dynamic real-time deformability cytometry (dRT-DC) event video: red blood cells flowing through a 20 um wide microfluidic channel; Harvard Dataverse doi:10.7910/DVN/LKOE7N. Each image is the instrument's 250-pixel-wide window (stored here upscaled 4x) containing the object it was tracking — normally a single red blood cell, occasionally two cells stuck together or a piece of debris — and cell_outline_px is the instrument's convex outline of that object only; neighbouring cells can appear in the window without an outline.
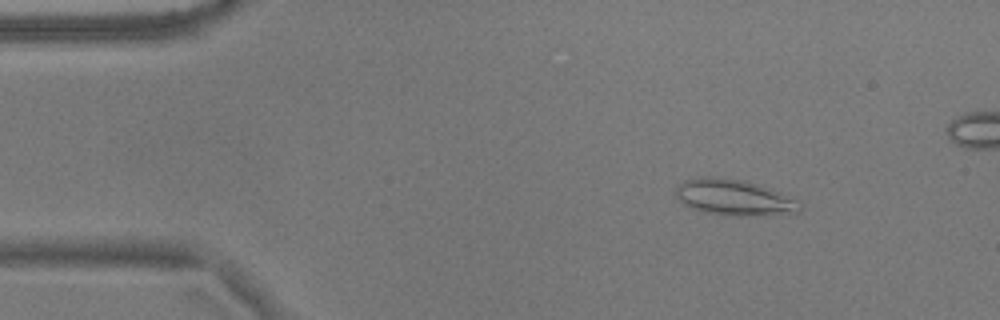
{"species": "common noctule bat (a hibernating species)", "species_latin": "Nyctalus noctula", "temperature_condition": "warm", "stored_images_in_passage": 56, "camera_frame_rate_fps": 3000, "um_per_image_px": 0.085, "animal": {"sex": "male", "body_mass_g": 17.9}, "frame": {"image": 1, "passage_image": 7, "time_ms": 2.0, "image_size_px": [1000, 320], "cell_outline_px": [[800, 212], [724, 216], [704, 212], [692, 208], [684, 204], [676, 196], [676, 188], [684, 180], [700, 176], [708, 176], [744, 180], [780, 192], [796, 200], [800, 204]], "centroid_in_image_um": [62.33, 16.77], "position_along_channel_um": 22.7, "area_um2": 25.55}}
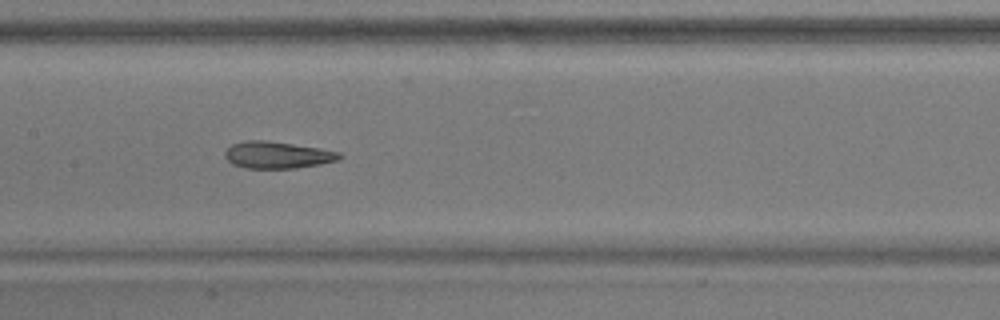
{"frame": {"image": 2, "passage_image": 26, "time_ms": 8.333, "image_size_px": [1000, 320], "cell_outline_px": [[344, 156], [336, 160], [320, 164], [296, 168], [244, 168], [232, 164], [224, 156], [224, 152], [232, 144], [248, 140], [264, 140], [320, 148], [340, 152]], "centroid_in_image_um": [23.56, 13.17], "position_along_channel_um": 183.8, "area_um2": 17.86}}
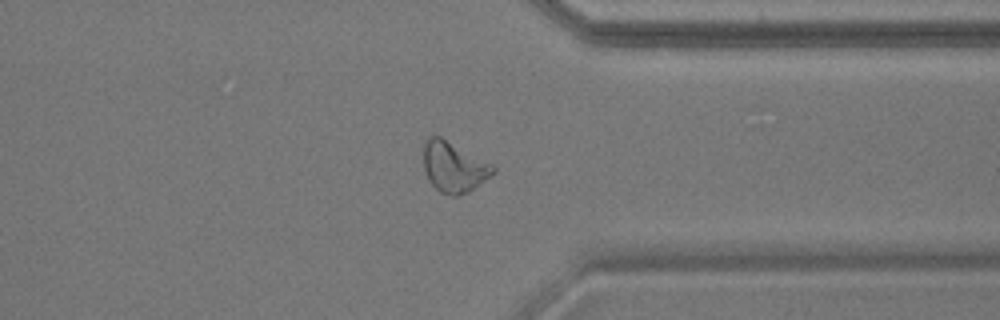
{"frame": {"image": 3, "passage_image": 42, "time_ms": 13.667, "image_size_px": [1000, 320], "cell_outline_px": [[496, 172], [468, 192], [460, 196], [452, 196], [440, 192], [428, 180], [424, 168], [424, 140], [428, 136], [440, 136], [492, 164], [496, 168]], "centroid_in_image_um": [38.56, 14.19], "position_along_channel_um": 372.8, "area_um2": 20.4}, "authors_computed_cell_mechanics": {"area_um2": 21.3571, "velocity_mm_per_s": 3.6256, "shape_relaxation_time_tau1_ms": null, "shape_relaxation_time_tau2_ms": 1.9188, "deformation_change_tau1": null, "deformation_change_tau2": 0.1051}}